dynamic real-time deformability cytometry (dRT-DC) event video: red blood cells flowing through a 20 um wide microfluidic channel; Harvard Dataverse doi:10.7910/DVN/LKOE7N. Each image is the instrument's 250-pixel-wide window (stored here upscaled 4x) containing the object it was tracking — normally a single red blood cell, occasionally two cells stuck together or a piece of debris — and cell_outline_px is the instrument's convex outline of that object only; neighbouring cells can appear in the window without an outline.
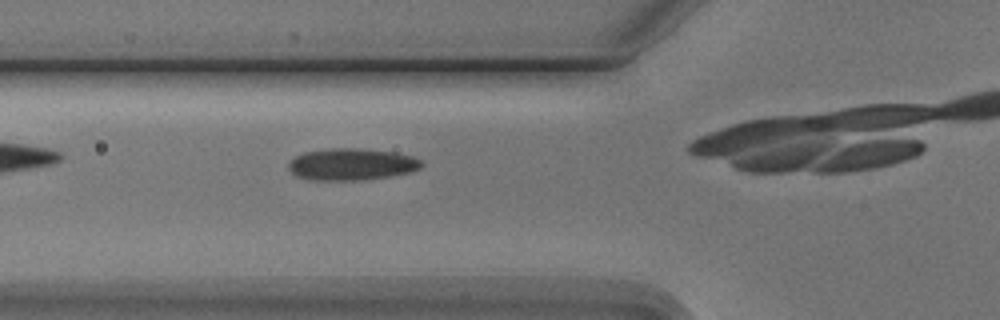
{"species": "Egyptian fruit bat (a non-hibernating species)", "species_latin": "Rousettus aegyptiacus", "temperature_condition": "cold", "stored_images_in_passage": 3, "camera_frame_rate_fps": 3000, "um_per_image_px": 0.085, "animal": {"sex": "male"}, "frame": {"image": 1, "passage_image": 2, "time_ms": 1.333, "image_size_px": [1000, 320], "cell_outline_px": [[424, 164], [420, 168], [408, 172], [388, 176], [356, 180], [308, 180], [296, 176], [288, 168], [288, 164], [296, 156], [304, 152], [328, 148], [364, 148], [396, 152], [412, 156], [420, 160]], "centroid_in_image_um": [29.87, 13.95], "position_along_channel_um": 95.9, "area_um2": 24.68}}